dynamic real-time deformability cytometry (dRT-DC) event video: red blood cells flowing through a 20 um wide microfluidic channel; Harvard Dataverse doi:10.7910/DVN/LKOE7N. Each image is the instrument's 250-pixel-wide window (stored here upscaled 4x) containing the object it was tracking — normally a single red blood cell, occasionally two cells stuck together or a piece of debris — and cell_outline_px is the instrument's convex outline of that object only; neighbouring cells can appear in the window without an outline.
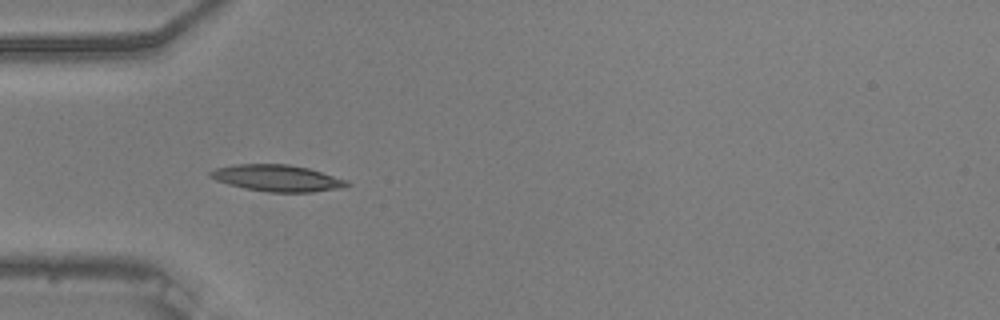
{"species": "common noctule bat (a hibernating species)", "species_latin": "Nyctalus noctula", "temperature_condition": "warm", "stored_images_in_passage": 38, "camera_frame_rate_fps": 3000, "um_per_image_px": 0.085, "animal": {"sex": "male", "body_mass_g": 20.5, "forearm_length_mm": 52.5}, "frame": {"image": 1, "passage_image": 1, "time_ms": 0.0, "image_size_px": [1000, 320], "cell_outline_px": [[352, 184], [344, 188], [312, 192], [268, 192], [244, 188], [228, 184], [216, 180], [208, 176], [208, 172], [216, 168], [236, 164], [288, 164], [308, 168], [348, 180]], "centroid_in_image_um": [23.58, 15.14], "position_along_channel_um": 61.4, "area_um2": 21.27}}
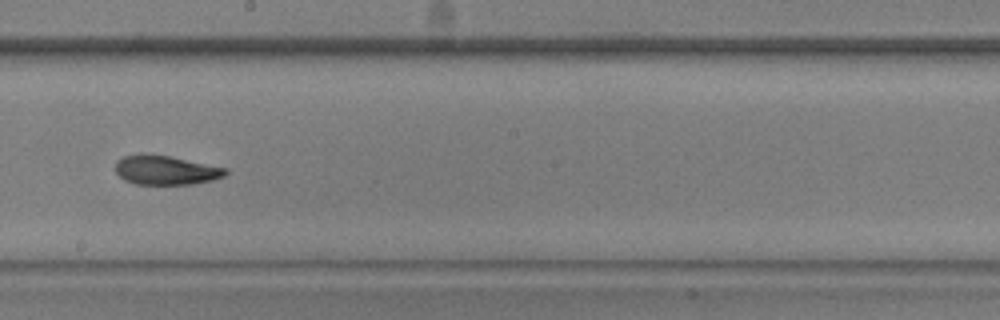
{"frame": {"image": 2, "passage_image": 15, "time_ms": 4.667, "image_size_px": [1000, 320], "cell_outline_px": [[228, 172], [224, 176], [212, 180], [192, 184], [136, 184], [124, 180], [116, 172], [116, 160], [124, 156], [140, 152], [168, 156], [228, 168]], "centroid_in_image_um": [14.07, 14.45], "position_along_channel_um": 234.1, "area_um2": 18.84}}
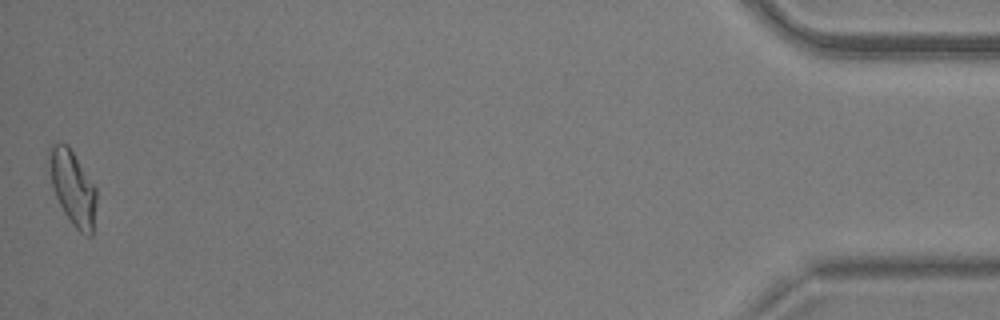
{"frame": {"image": 3, "passage_image": 38, "time_ms": 12.333, "image_size_px": [1000, 320], "cell_outline_px": [[96, 204], [92, 236], [84, 236], [72, 224], [64, 212], [52, 188], [48, 164], [48, 160], [52, 144], [68, 144], [96, 188]], "centroid_in_image_um": [6.19, 15.98], "position_along_channel_um": 429.0, "area_um2": 20.35}, "authors_computed_cell_mechanics": {"area_um2": 19.2474, "velocity_mm_per_s": 3.7274, "shape_relaxation_time_tau1_ms": 6.4304, "shape_relaxation_time_tau2_ms": 3.0055, "deformation_change_tau1": 0.1502, "deformation_change_tau2": 0.0937}}